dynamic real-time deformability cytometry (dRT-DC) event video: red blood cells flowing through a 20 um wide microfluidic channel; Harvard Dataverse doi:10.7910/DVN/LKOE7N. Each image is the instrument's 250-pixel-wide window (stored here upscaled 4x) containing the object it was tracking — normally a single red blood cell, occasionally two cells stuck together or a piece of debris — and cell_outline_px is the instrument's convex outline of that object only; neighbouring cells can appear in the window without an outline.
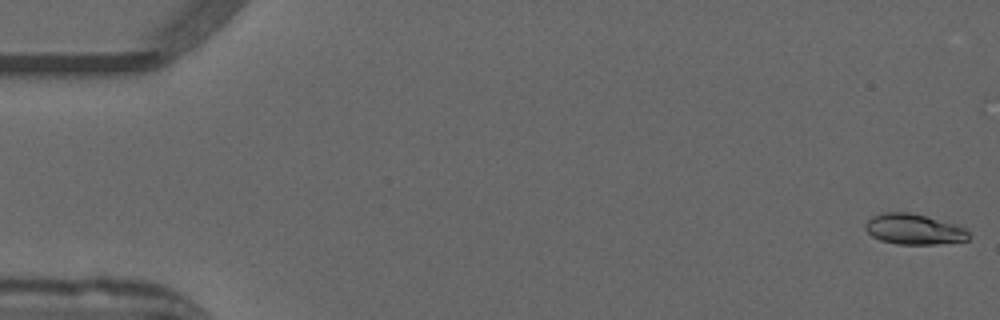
{"species": "common noctule bat (a hibernating species)", "species_latin": "Nyctalus noctula", "temperature_condition": "warm", "stored_images_in_passage": 52, "camera_frame_rate_fps": 3000, "um_per_image_px": 0.085, "animal": {"sex": "male", "forearm_length_mm": 52.5}, "frame": {"image": 1, "passage_image": 1, "time_ms": 0.0, "image_size_px": [1000, 320], "cell_outline_px": [[968, 240], [936, 244], [896, 244], [880, 240], [872, 236], [864, 228], [864, 224], [872, 216], [884, 212], [908, 212], [956, 224], [964, 228], [968, 232]], "centroid_in_image_um": [77.64, 19.48], "position_along_channel_um": 7.4, "area_um2": 18.26}}
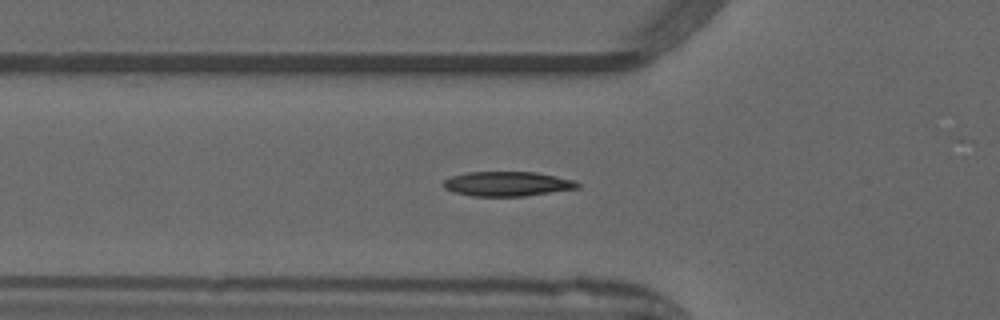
{"frame": {"image": 2, "passage_image": 18, "time_ms": 5.667, "image_size_px": [1000, 320], "cell_outline_px": [[580, 188], [524, 196], [472, 196], [452, 192], [444, 188], [440, 184], [444, 180], [452, 176], [464, 172], [536, 172], [576, 180], [580, 184]], "centroid_in_image_um": [43.1, 15.62], "position_along_channel_um": 82.7, "area_um2": 19.48}}
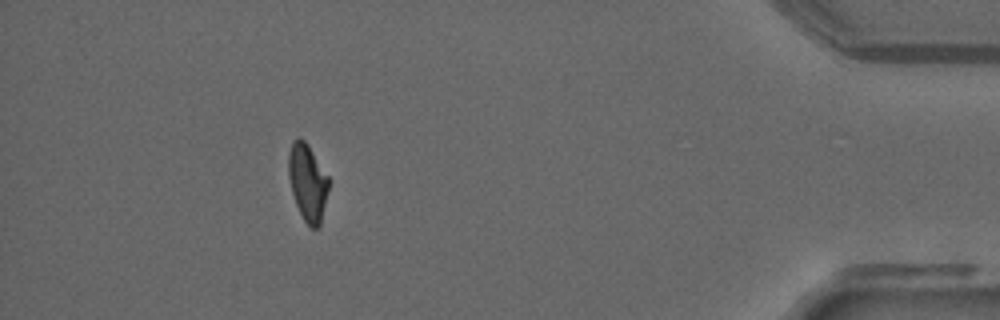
{"frame": {"image": 3, "passage_image": 47, "time_ms": 15.333, "image_size_px": [1000, 320], "cell_outline_px": [[328, 188], [320, 224], [316, 228], [312, 228], [304, 220], [296, 204], [292, 192], [288, 176], [288, 152], [292, 140], [296, 136], [300, 136], [308, 144], [328, 176]], "centroid_in_image_um": [26.11, 15.43], "position_along_channel_um": 409.1, "area_um2": 17.92}, "authors_computed_cell_mechanics": {"area_um2": 18.496, "velocity_mm_per_s": 3.96, "shape_relaxation_time_tau1_ms": 8.3115, "shape_relaxation_time_tau2_ms": 2.5687, "deformation_change_tau1": 0.2432, "deformation_change_tau2": 0.0868}}